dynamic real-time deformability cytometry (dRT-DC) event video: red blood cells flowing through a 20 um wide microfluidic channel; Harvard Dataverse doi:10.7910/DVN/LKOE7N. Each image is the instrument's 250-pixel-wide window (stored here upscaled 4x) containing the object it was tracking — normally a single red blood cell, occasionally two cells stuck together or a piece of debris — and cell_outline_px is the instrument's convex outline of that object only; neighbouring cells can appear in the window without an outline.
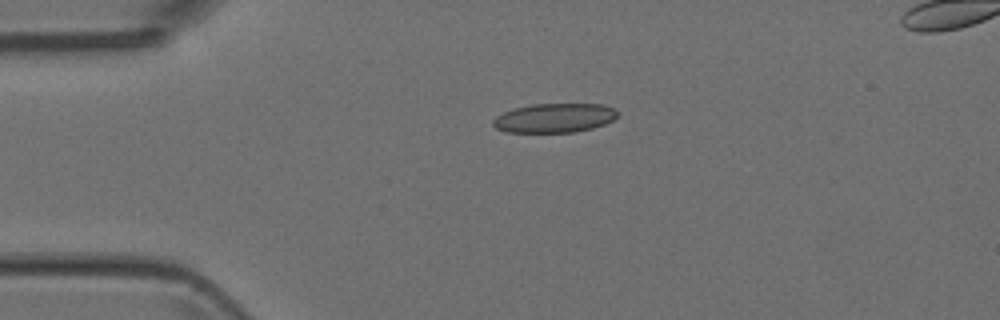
{"species": "Egyptian fruit bat (a non-hibernating species)", "species_latin": "Rousettus aegyptiacus", "temperature_condition": "room temperature", "stored_images_in_passage": 5, "camera_frame_rate_fps": 3000, "um_per_image_px": 0.085, "animal": {"sex": "female"}, "frame": {"image": 1, "passage_image": 1, "time_ms": 0.0, "image_size_px": [1000, 320], "cell_outline_px": [[620, 112], [612, 120], [604, 124], [592, 128], [576, 132], [508, 132], [496, 128], [492, 124], [492, 120], [496, 116], [512, 108], [532, 104], [604, 104], [616, 108]], "centroid_in_image_um": [47.14, 10.02], "position_along_channel_um": 37.9, "area_um2": 21.33}}
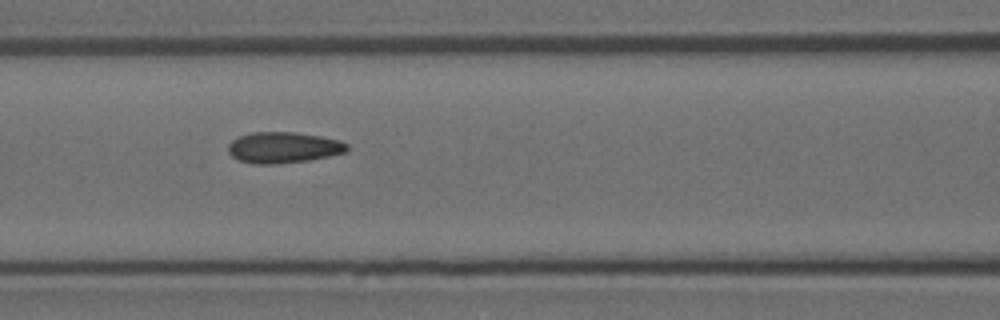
{"frame": {"image": 2, "passage_image": 4, "time_ms": 3.333, "image_size_px": [1000, 320], "cell_outline_px": [[348, 152], [308, 160], [276, 164], [256, 164], [240, 160], [232, 156], [228, 152], [228, 144], [232, 140], [240, 136], [252, 132], [296, 132], [320, 136], [340, 140], [348, 144]], "centroid_in_image_um": [24.1, 12.53], "position_along_channel_um": 142.5, "area_um2": 21.5}}
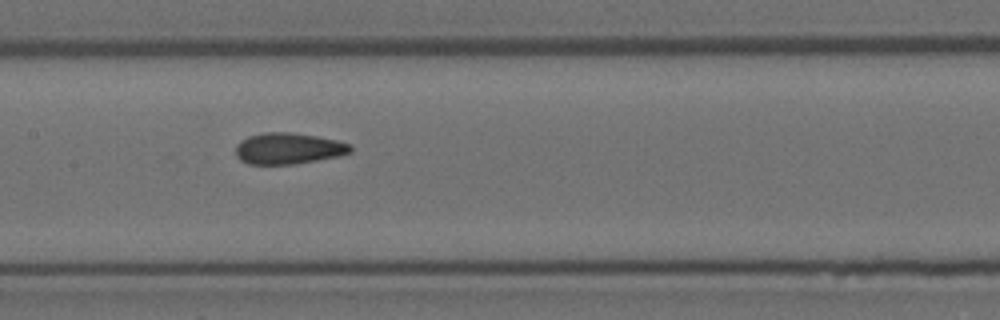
{"frame": {"image": 3, "passage_image": 5, "time_ms": 4.333, "image_size_px": [1000, 320], "cell_outline_px": [[352, 152], [340, 156], [292, 164], [248, 164], [240, 160], [236, 156], [236, 144], [240, 140], [248, 136], [264, 132], [288, 132], [316, 136], [336, 140], [352, 144]], "centroid_in_image_um": [24.5, 12.62], "position_along_channel_um": 182.9, "area_um2": 20.98}}